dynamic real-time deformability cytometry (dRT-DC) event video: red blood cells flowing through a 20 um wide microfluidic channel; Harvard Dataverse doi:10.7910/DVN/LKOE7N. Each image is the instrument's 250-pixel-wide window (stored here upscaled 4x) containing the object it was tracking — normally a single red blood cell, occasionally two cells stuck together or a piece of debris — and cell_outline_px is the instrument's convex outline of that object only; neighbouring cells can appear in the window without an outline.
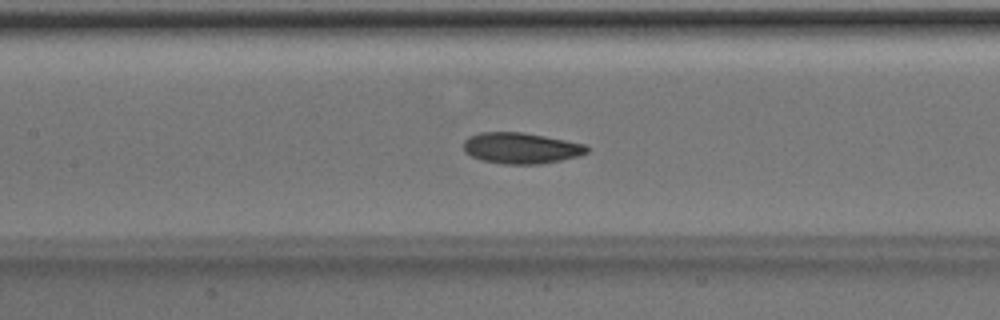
{"species": "Egyptian fruit bat (a non-hibernating species)", "species_latin": "Rousettus aegyptiacus", "temperature_condition": "room temperature", "stored_images_in_passage": 52, "camera_frame_rate_fps": 3000, "um_per_image_px": 0.085, "animal": {"sex": "male"}, "frame": {"image": 1, "passage_image": 24, "time_ms": 7.667, "image_size_px": [1000, 320], "cell_outline_px": [[592, 148], [588, 152], [580, 156], [540, 164], [504, 164], [480, 160], [464, 152], [464, 140], [468, 136], [480, 132], [520, 132], [544, 136], [584, 144]], "centroid_in_image_um": [44.28, 12.59], "position_along_channel_um": 163.1, "area_um2": 22.37}}
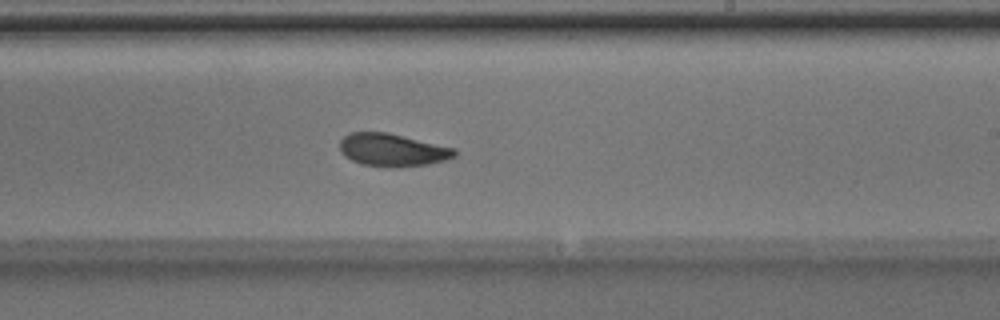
{"frame": {"image": 2, "passage_image": 31, "time_ms": 10.0, "image_size_px": [1000, 320], "cell_outline_px": [[456, 156], [444, 160], [428, 164], [396, 168], [392, 168], [360, 164], [344, 156], [340, 152], [340, 140], [344, 136], [352, 132], [388, 132], [456, 148]], "centroid_in_image_um": [33.35, 12.75], "position_along_channel_um": 255.7, "area_um2": 22.14}}
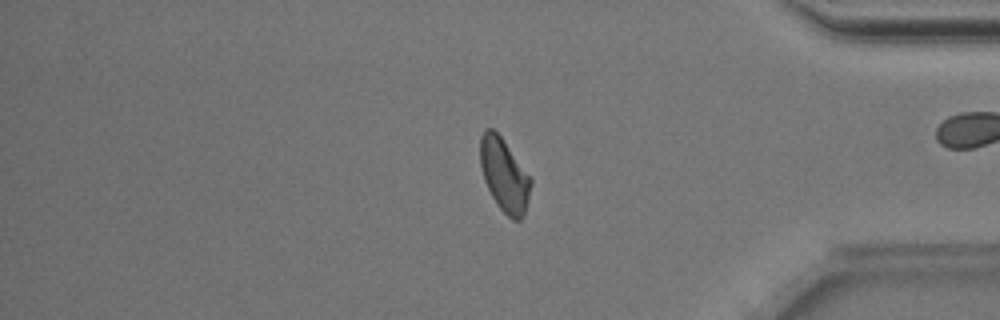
{"frame": {"image": 3, "passage_image": 43, "time_ms": 14.0, "image_size_px": [1000, 320], "cell_outline_px": [[532, 184], [524, 216], [520, 220], [512, 220], [500, 208], [492, 196], [484, 180], [480, 164], [480, 136], [484, 128], [492, 128], [500, 136], [532, 180]], "centroid_in_image_um": [42.85, 14.89], "position_along_channel_um": 392.3, "area_um2": 21.27}, "authors_computed_cell_mechanics": {"area_um2": 22.3108, "velocity_mm_per_s": 3.9905, "shape_relaxation_time_tau1_ms": 7.7619, "shape_relaxation_time_tau2_ms": 4.2289, "deformation_change_tau1": 0.1709, "deformation_change_tau2": 0.1088}}